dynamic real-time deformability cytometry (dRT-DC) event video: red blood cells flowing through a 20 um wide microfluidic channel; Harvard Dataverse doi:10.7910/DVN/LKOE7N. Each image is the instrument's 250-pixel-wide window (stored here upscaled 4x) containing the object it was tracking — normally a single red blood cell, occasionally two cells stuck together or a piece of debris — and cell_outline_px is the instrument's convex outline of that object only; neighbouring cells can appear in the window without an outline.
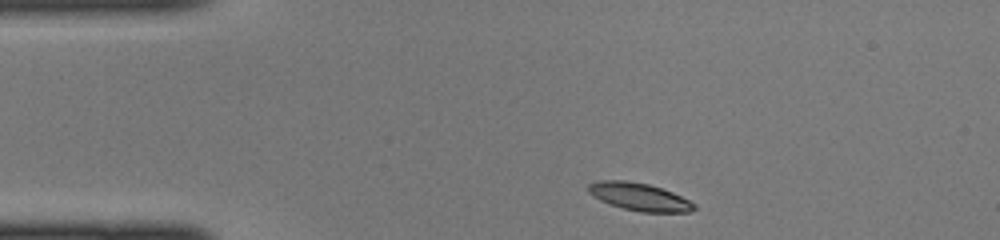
{"species": "common noctule bat (a hibernating species)", "species_latin": "Nyctalus noctula", "temperature_condition": "cold", "stored_images_in_passage": 38, "camera_frame_rate_fps": 3000, "um_per_image_px": 0.085, "animal": {"sex": "female", "body_mass_g": 22.0, "forearm_length_mm": 56.7}, "frame": {"image": 1, "passage_image": 1, "time_ms": 0.0, "image_size_px": [1000, 240], "cell_outline_px": [[696, 208], [688, 212], [640, 212], [624, 208], [600, 200], [588, 192], [588, 184], [600, 180], [628, 180], [648, 184], [672, 192], [696, 204]], "centroid_in_image_um": [54.34, 16.72], "position_along_channel_um": 30.7, "area_um2": 16.88}}
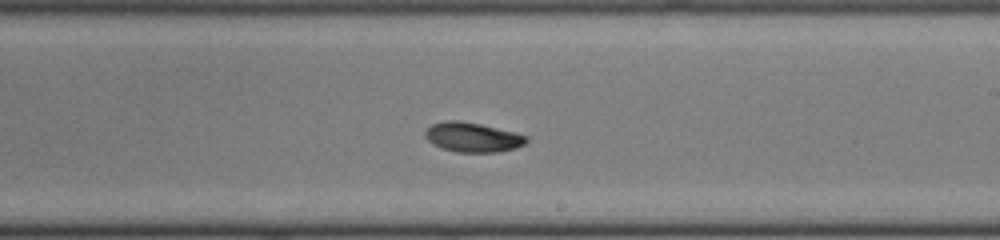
{"frame": {"image": 2, "passage_image": 19, "time_ms": 6.0, "image_size_px": [1000, 240], "cell_outline_px": [[528, 140], [524, 144], [516, 148], [496, 152], [456, 152], [440, 148], [432, 144], [424, 136], [424, 132], [432, 124], [444, 120], [456, 120], [480, 124], [516, 132], [528, 136]], "centroid_in_image_um": [40.16, 11.66], "position_along_channel_um": 248.8, "area_um2": 17.57}}
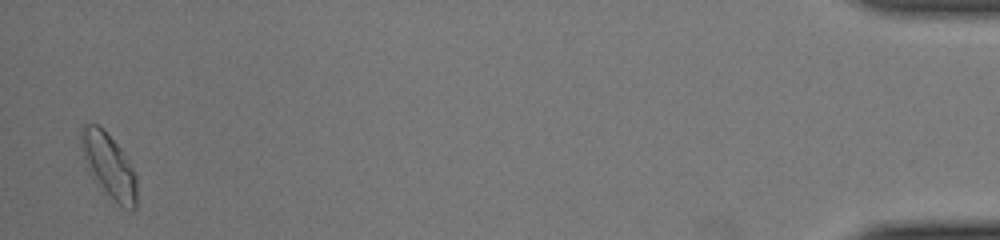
{"frame": {"image": 3, "passage_image": 37, "time_ms": 12.0, "image_size_px": [1000, 240], "cell_outline_px": [[136, 208], [124, 208], [104, 192], [92, 176], [80, 148], [80, 128], [84, 124], [96, 124], [120, 148], [132, 164], [136, 176]], "centroid_in_image_um": [9.25, 14.08], "position_along_channel_um": 426.0, "area_um2": 20.52}}